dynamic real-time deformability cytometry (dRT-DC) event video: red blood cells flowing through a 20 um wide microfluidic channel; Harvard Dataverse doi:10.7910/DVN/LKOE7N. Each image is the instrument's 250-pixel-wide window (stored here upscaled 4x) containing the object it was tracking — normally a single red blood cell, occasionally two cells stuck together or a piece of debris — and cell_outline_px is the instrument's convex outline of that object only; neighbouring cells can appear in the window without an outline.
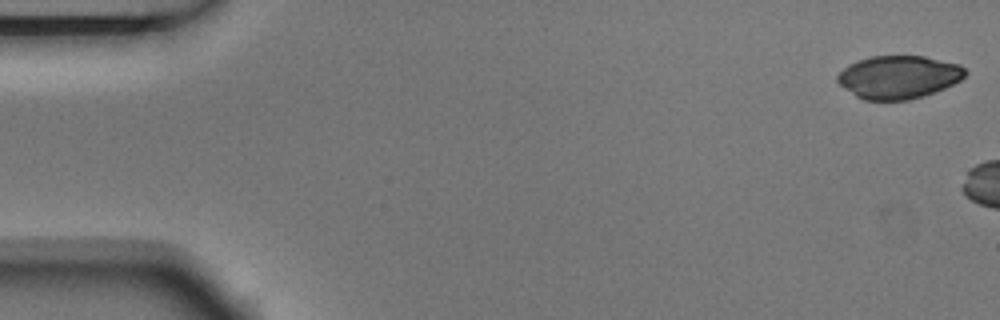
{"species": "Egyptian fruit bat (a non-hibernating species)", "species_latin": "Rousettus aegyptiacus", "temperature_condition": "room temperature", "stored_images_in_passage": 3, "camera_frame_rate_fps": 3000, "um_per_image_px": 0.085, "animal": {"sex": "male"}, "frame": {"image": 1, "passage_image": 1, "time_ms": 0.0, "image_size_px": [1000, 320], "cell_outline_px": [[968, 72], [960, 80], [944, 88], [924, 96], [908, 100], [864, 100], [856, 96], [844, 88], [836, 80], [836, 76], [848, 64], [872, 56], [924, 56], [960, 64]], "centroid_in_image_um": [76.38, 6.55], "position_along_channel_um": 8.6, "area_um2": 31.96}}